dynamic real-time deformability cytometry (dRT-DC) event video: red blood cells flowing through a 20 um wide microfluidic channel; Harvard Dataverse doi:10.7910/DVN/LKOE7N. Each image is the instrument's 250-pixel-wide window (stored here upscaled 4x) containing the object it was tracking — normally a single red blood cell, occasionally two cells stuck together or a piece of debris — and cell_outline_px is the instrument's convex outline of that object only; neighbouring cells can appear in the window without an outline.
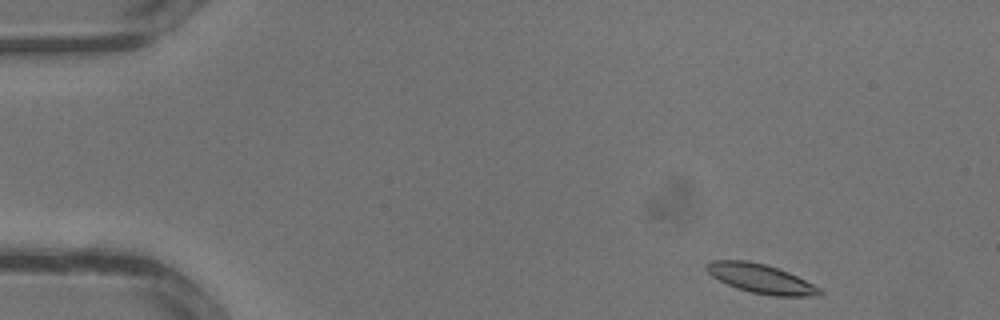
{"species": "common noctule bat (a hibernating species)", "species_latin": "Nyctalus noctula", "temperature_condition": "warm", "stored_images_in_passage": 7, "camera_frame_rate_fps": 3000, "um_per_image_px": 0.085, "animal": {"sex": "male", "body_mass_g": 13.3}, "frame": {"image": 1, "passage_image": 1, "time_ms": 0.0, "image_size_px": [1000, 320], "cell_outline_px": [[824, 292], [820, 296], [772, 296], [752, 292], [736, 288], [712, 276], [704, 268], [712, 260], [748, 260], [764, 264], [788, 272], [820, 288]], "centroid_in_image_um": [64.68, 23.69], "position_along_channel_um": 20.3, "area_um2": 19.02}}
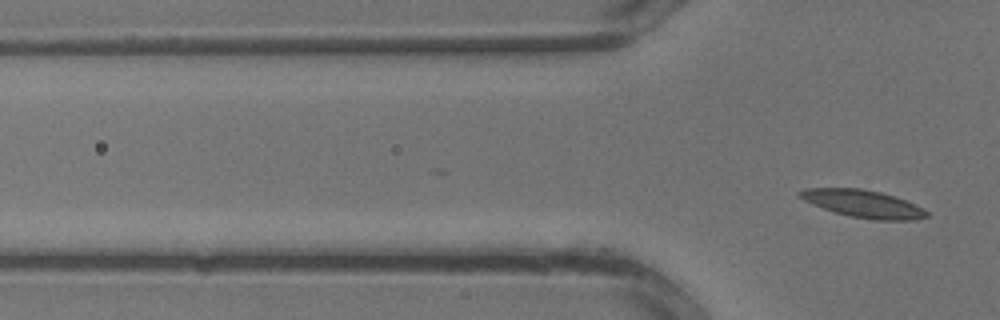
{"frame": {"image": 2, "passage_image": 7, "time_ms": 2.0, "image_size_px": [1000, 320], "cell_outline_px": [[928, 216], [916, 220], [876, 220], [852, 216], [836, 212], [812, 204], [796, 196], [796, 192], [804, 188], [860, 188], [880, 192], [904, 200], [928, 212]], "centroid_in_image_um": [73.3, 17.31], "position_along_channel_um": 52.5, "area_um2": 20.0}}